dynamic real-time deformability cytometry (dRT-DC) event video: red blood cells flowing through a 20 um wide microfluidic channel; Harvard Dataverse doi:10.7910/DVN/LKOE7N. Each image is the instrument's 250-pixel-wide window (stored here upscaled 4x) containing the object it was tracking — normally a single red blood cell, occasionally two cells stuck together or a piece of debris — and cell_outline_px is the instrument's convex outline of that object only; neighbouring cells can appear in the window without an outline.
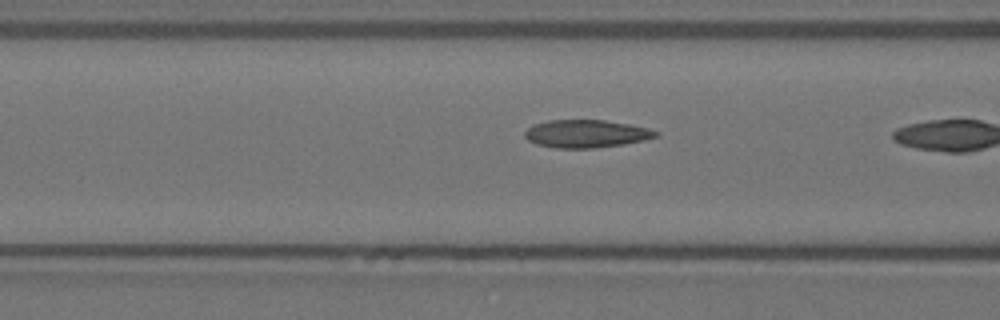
{"species": "Egyptian fruit bat (a non-hibernating species)", "species_latin": "Rousettus aegyptiacus", "temperature_condition": "warm", "stored_images_in_passage": 10, "camera_frame_rate_fps": 3000, "um_per_image_px": 0.085, "animal": {"sex": "female"}, "frame": {"image": 1, "passage_image": 6, "time_ms": 1.667, "image_size_px": [1000, 320], "cell_outline_px": [[660, 136], [644, 140], [624, 144], [592, 148], [556, 148], [536, 144], [528, 140], [524, 136], [524, 132], [532, 124], [548, 120], [604, 120], [628, 124], [648, 128], [660, 132]], "centroid_in_image_um": [49.82, 11.36], "position_along_channel_um": 116.8, "area_um2": 21.33}}